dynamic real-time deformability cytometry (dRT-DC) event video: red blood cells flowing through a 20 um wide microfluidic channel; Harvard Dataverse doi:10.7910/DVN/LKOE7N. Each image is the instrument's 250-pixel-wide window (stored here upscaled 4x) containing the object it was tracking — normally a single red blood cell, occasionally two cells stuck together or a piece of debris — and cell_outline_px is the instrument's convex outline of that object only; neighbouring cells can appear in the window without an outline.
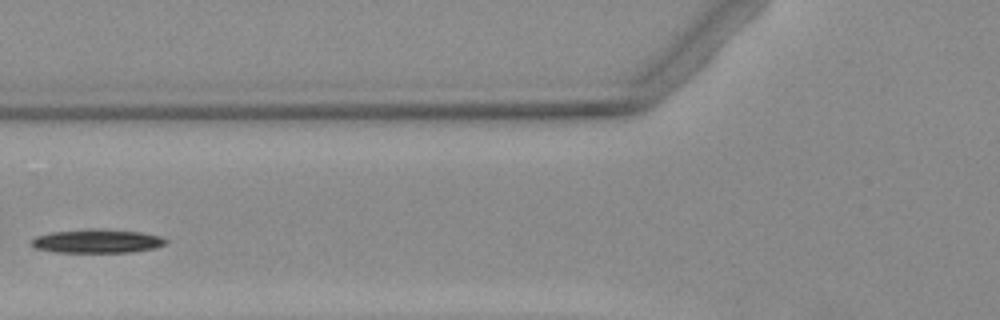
{"species": "Egyptian fruit bat (a non-hibernating species)", "species_latin": "Rousettus aegyptiacus", "temperature_condition": "warm", "stored_images_in_passage": 4, "camera_frame_rate_fps": 3000, "um_per_image_px": 0.085, "animal": {"sex": "female"}, "frame": {"image": 1, "passage_image": 3, "time_ms": 2.667, "image_size_px": [1000, 320], "cell_outline_px": [[168, 244], [156, 248], [132, 252], [56, 252], [32, 248], [32, 240], [36, 236], [52, 232], [88, 228], [100, 228], [140, 232], [160, 236], [168, 240]], "centroid_in_image_um": [8.28, 20.49], "position_along_channel_um": 117.5, "area_um2": 18.84}}
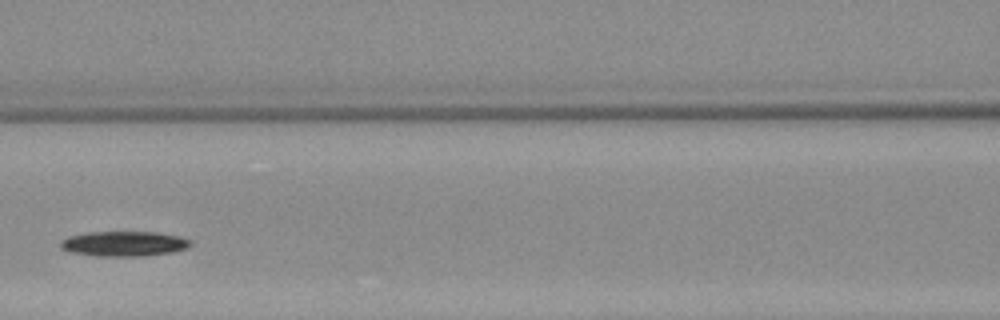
{"frame": {"image": 2, "passage_image": 4, "time_ms": 3.667, "image_size_px": [1000, 320], "cell_outline_px": [[192, 244], [188, 248], [172, 252], [144, 256], [96, 256], [72, 252], [60, 248], [60, 244], [68, 236], [88, 232], [156, 232], [180, 236], [192, 240]], "centroid_in_image_um": [10.59, 20.71], "position_along_channel_um": 156.0, "area_um2": 19.02}}